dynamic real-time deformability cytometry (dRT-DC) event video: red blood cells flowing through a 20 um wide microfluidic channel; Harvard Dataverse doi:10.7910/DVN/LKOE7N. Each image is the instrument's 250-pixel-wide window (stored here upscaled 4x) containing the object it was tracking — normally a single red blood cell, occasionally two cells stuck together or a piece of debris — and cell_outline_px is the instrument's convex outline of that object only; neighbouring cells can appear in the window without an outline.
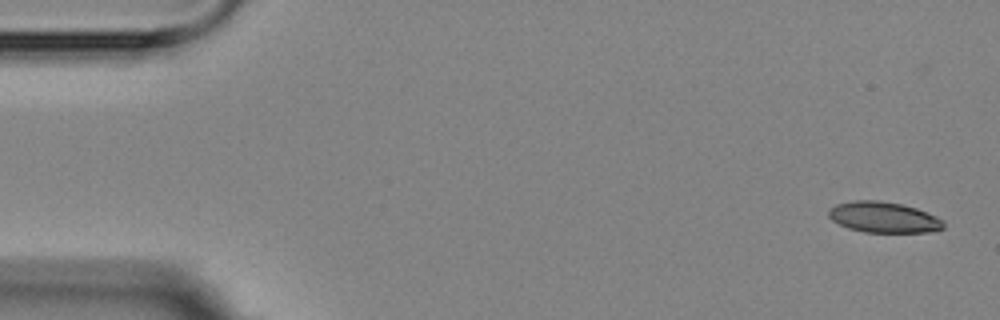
{"species": "Egyptian fruit bat (a non-hibernating species)", "species_latin": "Rousettus aegyptiacus", "temperature_condition": "room temperature", "stored_images_in_passage": 6, "camera_frame_rate_fps": 3000, "um_per_image_px": 0.085, "animal": {"sex": "female"}, "frame": {"image": 1, "passage_image": 1, "time_ms": 0.0, "image_size_px": [1000, 320], "cell_outline_px": [[944, 228], [928, 232], [864, 232], [848, 228], [832, 220], [828, 216], [828, 208], [836, 204], [856, 200], [876, 200], [900, 204], [916, 208], [936, 216], [944, 220]], "centroid_in_image_um": [75.09, 18.47], "position_along_channel_um": 9.9, "area_um2": 20.58}}